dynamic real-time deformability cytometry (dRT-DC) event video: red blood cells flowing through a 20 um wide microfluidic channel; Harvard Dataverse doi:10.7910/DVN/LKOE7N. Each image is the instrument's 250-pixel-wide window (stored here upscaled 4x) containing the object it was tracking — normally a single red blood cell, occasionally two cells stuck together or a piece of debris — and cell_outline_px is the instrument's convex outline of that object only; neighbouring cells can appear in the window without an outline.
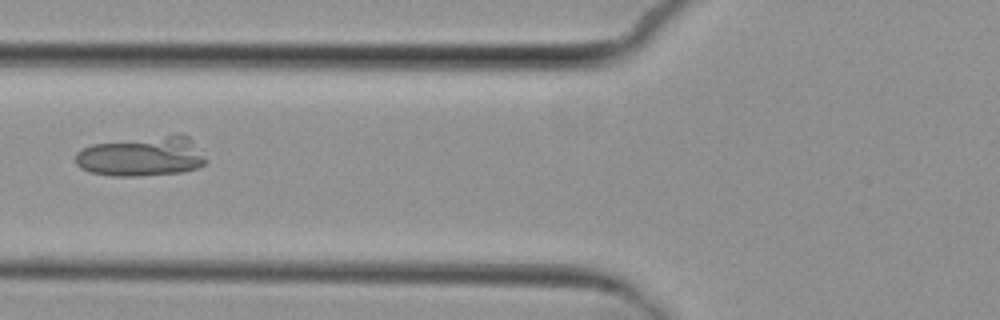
{"species": "common noctule bat (a hibernating species)", "species_latin": "Nyctalus noctula", "temperature_condition": "cold", "stored_images_in_passage": 5, "camera_frame_rate_fps": 3000, "um_per_image_px": 0.085, "animal": {"sex": "female", "body_mass_g": 29.2, "forearm_length_mm": 56.3}, "frame": {"image": 1, "passage_image": 5, "time_ms": 5.333, "image_size_px": [1000, 320], "cell_outline_px": [[208, 160], [204, 164], [196, 168], [184, 172], [136, 176], [112, 176], [92, 172], [80, 168], [76, 164], [76, 152], [92, 144], [168, 136], [188, 136], [192, 140]], "centroid_in_image_um": [12.05, 13.33], "position_along_channel_um": 113.7, "area_um2": 29.59}}